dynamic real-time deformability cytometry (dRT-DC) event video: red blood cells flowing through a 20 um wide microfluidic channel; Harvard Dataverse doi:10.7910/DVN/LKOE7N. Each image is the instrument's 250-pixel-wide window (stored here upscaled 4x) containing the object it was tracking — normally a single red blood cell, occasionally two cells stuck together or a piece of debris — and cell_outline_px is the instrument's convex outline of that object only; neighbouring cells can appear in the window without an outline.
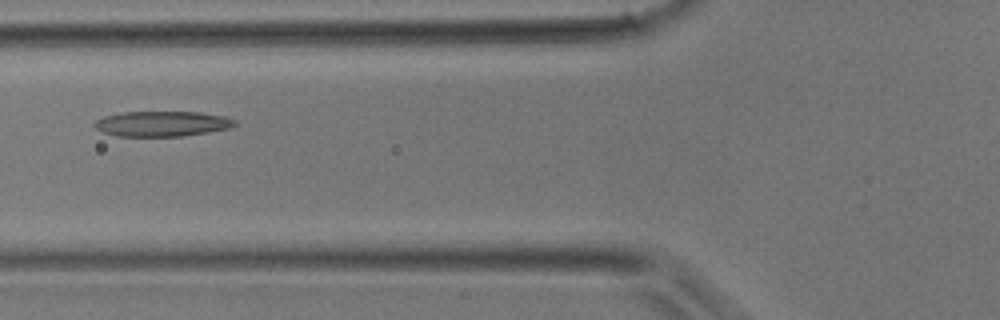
{"species": "common noctule bat (a hibernating species)", "species_latin": "Nyctalus noctula", "temperature_condition": "room temperature", "stored_images_in_passage": 3, "camera_frame_rate_fps": 3000, "um_per_image_px": 0.085, "animal": {"sex": "male", "body_mass_g": 17.9}, "frame": {"image": 1, "passage_image": 3, "time_ms": 2.333, "image_size_px": [1000, 320], "cell_outline_px": [[236, 124], [228, 128], [208, 132], [180, 136], [116, 136], [104, 132], [96, 128], [92, 124], [96, 120], [104, 116], [124, 112], [200, 112], [224, 116], [236, 120]], "centroid_in_image_um": [13.76, 10.51], "position_along_channel_um": 112.0, "area_um2": 20.52}}